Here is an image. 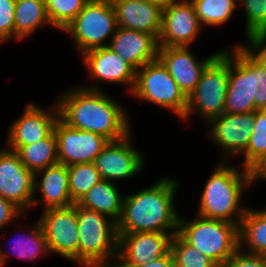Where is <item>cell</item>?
Here are the masks:
<instances>
[{"label":"cell","instance_id":"1","mask_svg":"<svg viewBox=\"0 0 266 267\" xmlns=\"http://www.w3.org/2000/svg\"><path fill=\"white\" fill-rule=\"evenodd\" d=\"M56 104L59 118L72 128L100 134L109 141L130 134L123 108L96 87L73 89L61 95Z\"/></svg>","mask_w":266,"mask_h":267},{"label":"cell","instance_id":"2","mask_svg":"<svg viewBox=\"0 0 266 267\" xmlns=\"http://www.w3.org/2000/svg\"><path fill=\"white\" fill-rule=\"evenodd\" d=\"M232 50L234 52L228 54L224 113H252L266 109V45H237Z\"/></svg>","mask_w":266,"mask_h":267},{"label":"cell","instance_id":"3","mask_svg":"<svg viewBox=\"0 0 266 267\" xmlns=\"http://www.w3.org/2000/svg\"><path fill=\"white\" fill-rule=\"evenodd\" d=\"M175 180L162 178L137 194L124 197L122 213L116 223L117 233H177L179 215L174 211Z\"/></svg>","mask_w":266,"mask_h":267},{"label":"cell","instance_id":"4","mask_svg":"<svg viewBox=\"0 0 266 267\" xmlns=\"http://www.w3.org/2000/svg\"><path fill=\"white\" fill-rule=\"evenodd\" d=\"M237 170L225 164L216 168L205 184L196 216L240 225L247 210L239 207L242 189L252 182L250 170L244 168L241 174ZM234 213L239 214V220L233 219Z\"/></svg>","mask_w":266,"mask_h":267},{"label":"cell","instance_id":"5","mask_svg":"<svg viewBox=\"0 0 266 267\" xmlns=\"http://www.w3.org/2000/svg\"><path fill=\"white\" fill-rule=\"evenodd\" d=\"M197 217L192 222L179 218L177 233L219 267H223L239 249V226L223 220Z\"/></svg>","mask_w":266,"mask_h":267},{"label":"cell","instance_id":"6","mask_svg":"<svg viewBox=\"0 0 266 267\" xmlns=\"http://www.w3.org/2000/svg\"><path fill=\"white\" fill-rule=\"evenodd\" d=\"M76 215L79 229V263L81 266L109 264L107 260L111 259V256L117 258L116 222L109 221L110 218L105 214L77 204Z\"/></svg>","mask_w":266,"mask_h":267},{"label":"cell","instance_id":"7","mask_svg":"<svg viewBox=\"0 0 266 267\" xmlns=\"http://www.w3.org/2000/svg\"><path fill=\"white\" fill-rule=\"evenodd\" d=\"M227 87L228 51H223L207 65L195 90L187 97V108L183 119L195 109L207 121L222 115Z\"/></svg>","mask_w":266,"mask_h":267},{"label":"cell","instance_id":"8","mask_svg":"<svg viewBox=\"0 0 266 267\" xmlns=\"http://www.w3.org/2000/svg\"><path fill=\"white\" fill-rule=\"evenodd\" d=\"M132 94L138 99L170 109L184 118L187 97L159 59L144 64L136 71Z\"/></svg>","mask_w":266,"mask_h":267},{"label":"cell","instance_id":"9","mask_svg":"<svg viewBox=\"0 0 266 267\" xmlns=\"http://www.w3.org/2000/svg\"><path fill=\"white\" fill-rule=\"evenodd\" d=\"M116 29V14L111 1L90 0L63 31L72 34L79 51L85 53L107 47L103 41L109 35L112 37Z\"/></svg>","mask_w":266,"mask_h":267},{"label":"cell","instance_id":"10","mask_svg":"<svg viewBox=\"0 0 266 267\" xmlns=\"http://www.w3.org/2000/svg\"><path fill=\"white\" fill-rule=\"evenodd\" d=\"M50 252L79 264V229L76 203L65 208L45 209L39 221Z\"/></svg>","mask_w":266,"mask_h":267},{"label":"cell","instance_id":"11","mask_svg":"<svg viewBox=\"0 0 266 267\" xmlns=\"http://www.w3.org/2000/svg\"><path fill=\"white\" fill-rule=\"evenodd\" d=\"M35 174L21 162L12 150H0V196L13 203L21 211L24 207L34 206Z\"/></svg>","mask_w":266,"mask_h":267},{"label":"cell","instance_id":"12","mask_svg":"<svg viewBox=\"0 0 266 267\" xmlns=\"http://www.w3.org/2000/svg\"><path fill=\"white\" fill-rule=\"evenodd\" d=\"M57 138L58 162L65 166L91 163L109 143L104 136L72 128L60 118L54 126Z\"/></svg>","mask_w":266,"mask_h":267},{"label":"cell","instance_id":"13","mask_svg":"<svg viewBox=\"0 0 266 267\" xmlns=\"http://www.w3.org/2000/svg\"><path fill=\"white\" fill-rule=\"evenodd\" d=\"M175 233H117V258L120 267H135L151 262L170 252ZM123 261V262H122Z\"/></svg>","mask_w":266,"mask_h":267},{"label":"cell","instance_id":"14","mask_svg":"<svg viewBox=\"0 0 266 267\" xmlns=\"http://www.w3.org/2000/svg\"><path fill=\"white\" fill-rule=\"evenodd\" d=\"M201 23L191 1L175 0L162 9L159 46L188 47L199 33Z\"/></svg>","mask_w":266,"mask_h":267},{"label":"cell","instance_id":"15","mask_svg":"<svg viewBox=\"0 0 266 267\" xmlns=\"http://www.w3.org/2000/svg\"><path fill=\"white\" fill-rule=\"evenodd\" d=\"M130 134L117 141H109L93 163L102 180L126 179L137 174L143 166V156L129 143Z\"/></svg>","mask_w":266,"mask_h":267},{"label":"cell","instance_id":"16","mask_svg":"<svg viewBox=\"0 0 266 267\" xmlns=\"http://www.w3.org/2000/svg\"><path fill=\"white\" fill-rule=\"evenodd\" d=\"M215 53L202 62H197L187 47L159 46L158 59L188 97L198 85L207 65L218 55Z\"/></svg>","mask_w":266,"mask_h":267},{"label":"cell","instance_id":"17","mask_svg":"<svg viewBox=\"0 0 266 267\" xmlns=\"http://www.w3.org/2000/svg\"><path fill=\"white\" fill-rule=\"evenodd\" d=\"M208 122L212 123L209 134L221 148L223 147L224 156L227 153L242 154L247 149L254 126V112L223 113Z\"/></svg>","mask_w":266,"mask_h":267},{"label":"cell","instance_id":"18","mask_svg":"<svg viewBox=\"0 0 266 267\" xmlns=\"http://www.w3.org/2000/svg\"><path fill=\"white\" fill-rule=\"evenodd\" d=\"M54 107L53 114L42 110L37 105L28 104L23 115L12 124L9 130L8 146L30 145L47 138L54 131L55 123L59 119L58 106L54 105Z\"/></svg>","mask_w":266,"mask_h":267},{"label":"cell","instance_id":"19","mask_svg":"<svg viewBox=\"0 0 266 267\" xmlns=\"http://www.w3.org/2000/svg\"><path fill=\"white\" fill-rule=\"evenodd\" d=\"M111 39L108 46L136 71L158 59V39L150 33L117 27Z\"/></svg>","mask_w":266,"mask_h":267},{"label":"cell","instance_id":"20","mask_svg":"<svg viewBox=\"0 0 266 267\" xmlns=\"http://www.w3.org/2000/svg\"><path fill=\"white\" fill-rule=\"evenodd\" d=\"M116 14L117 27L150 33L159 39L162 8L145 0H110Z\"/></svg>","mask_w":266,"mask_h":267},{"label":"cell","instance_id":"21","mask_svg":"<svg viewBox=\"0 0 266 267\" xmlns=\"http://www.w3.org/2000/svg\"><path fill=\"white\" fill-rule=\"evenodd\" d=\"M82 54L92 77L106 82L127 83L132 92L136 70L109 46L94 48Z\"/></svg>","mask_w":266,"mask_h":267},{"label":"cell","instance_id":"22","mask_svg":"<svg viewBox=\"0 0 266 267\" xmlns=\"http://www.w3.org/2000/svg\"><path fill=\"white\" fill-rule=\"evenodd\" d=\"M44 173L42 180H37V174ZM34 189H40L45 207L65 208L74 205L69 192L68 166L55 164L35 173Z\"/></svg>","mask_w":266,"mask_h":267},{"label":"cell","instance_id":"23","mask_svg":"<svg viewBox=\"0 0 266 267\" xmlns=\"http://www.w3.org/2000/svg\"><path fill=\"white\" fill-rule=\"evenodd\" d=\"M111 181L101 180L93 185L86 194L76 203L78 206L105 214L111 220L120 219L124 198Z\"/></svg>","mask_w":266,"mask_h":267},{"label":"cell","instance_id":"24","mask_svg":"<svg viewBox=\"0 0 266 267\" xmlns=\"http://www.w3.org/2000/svg\"><path fill=\"white\" fill-rule=\"evenodd\" d=\"M15 151L24 166L34 174L49 166L58 164L57 138L54 131L37 143L25 146H9Z\"/></svg>","mask_w":266,"mask_h":267},{"label":"cell","instance_id":"25","mask_svg":"<svg viewBox=\"0 0 266 267\" xmlns=\"http://www.w3.org/2000/svg\"><path fill=\"white\" fill-rule=\"evenodd\" d=\"M243 242V243H242ZM247 243L250 254L266 256V209L246 210L239 225V248Z\"/></svg>","mask_w":266,"mask_h":267},{"label":"cell","instance_id":"26","mask_svg":"<svg viewBox=\"0 0 266 267\" xmlns=\"http://www.w3.org/2000/svg\"><path fill=\"white\" fill-rule=\"evenodd\" d=\"M51 22L47 15L45 2L37 0H16L15 3V38L27 37L41 26Z\"/></svg>","mask_w":266,"mask_h":267},{"label":"cell","instance_id":"27","mask_svg":"<svg viewBox=\"0 0 266 267\" xmlns=\"http://www.w3.org/2000/svg\"><path fill=\"white\" fill-rule=\"evenodd\" d=\"M69 192L71 200L77 203L86 192L102 180L93 162L68 166Z\"/></svg>","mask_w":266,"mask_h":267},{"label":"cell","instance_id":"28","mask_svg":"<svg viewBox=\"0 0 266 267\" xmlns=\"http://www.w3.org/2000/svg\"><path fill=\"white\" fill-rule=\"evenodd\" d=\"M201 23L221 25L228 21L236 7L235 0H191Z\"/></svg>","mask_w":266,"mask_h":267},{"label":"cell","instance_id":"29","mask_svg":"<svg viewBox=\"0 0 266 267\" xmlns=\"http://www.w3.org/2000/svg\"><path fill=\"white\" fill-rule=\"evenodd\" d=\"M244 154V168L250 170L266 155V109L254 112V126Z\"/></svg>","mask_w":266,"mask_h":267},{"label":"cell","instance_id":"30","mask_svg":"<svg viewBox=\"0 0 266 267\" xmlns=\"http://www.w3.org/2000/svg\"><path fill=\"white\" fill-rule=\"evenodd\" d=\"M170 252L174 267H219L212 259L188 244L178 233L173 235Z\"/></svg>","mask_w":266,"mask_h":267},{"label":"cell","instance_id":"31","mask_svg":"<svg viewBox=\"0 0 266 267\" xmlns=\"http://www.w3.org/2000/svg\"><path fill=\"white\" fill-rule=\"evenodd\" d=\"M243 1V2H242ZM246 11V33L251 43L266 42V0H241Z\"/></svg>","mask_w":266,"mask_h":267},{"label":"cell","instance_id":"32","mask_svg":"<svg viewBox=\"0 0 266 267\" xmlns=\"http://www.w3.org/2000/svg\"><path fill=\"white\" fill-rule=\"evenodd\" d=\"M90 0H45L53 27L64 30Z\"/></svg>","mask_w":266,"mask_h":267},{"label":"cell","instance_id":"33","mask_svg":"<svg viewBox=\"0 0 266 267\" xmlns=\"http://www.w3.org/2000/svg\"><path fill=\"white\" fill-rule=\"evenodd\" d=\"M34 227L28 232L31 233L30 235L27 233V238L24 236L25 239L21 238V240L14 242L17 244H13L14 251H18L17 258L36 259L38 253L41 251L50 253L44 231L39 221Z\"/></svg>","mask_w":266,"mask_h":267},{"label":"cell","instance_id":"34","mask_svg":"<svg viewBox=\"0 0 266 267\" xmlns=\"http://www.w3.org/2000/svg\"><path fill=\"white\" fill-rule=\"evenodd\" d=\"M15 3L16 0H0V35L6 41L15 37Z\"/></svg>","mask_w":266,"mask_h":267},{"label":"cell","instance_id":"35","mask_svg":"<svg viewBox=\"0 0 266 267\" xmlns=\"http://www.w3.org/2000/svg\"><path fill=\"white\" fill-rule=\"evenodd\" d=\"M239 248L223 265V267H266V256L241 253Z\"/></svg>","mask_w":266,"mask_h":267},{"label":"cell","instance_id":"36","mask_svg":"<svg viewBox=\"0 0 266 267\" xmlns=\"http://www.w3.org/2000/svg\"><path fill=\"white\" fill-rule=\"evenodd\" d=\"M21 213L22 211L18 207L0 196V228L13 221Z\"/></svg>","mask_w":266,"mask_h":267},{"label":"cell","instance_id":"37","mask_svg":"<svg viewBox=\"0 0 266 267\" xmlns=\"http://www.w3.org/2000/svg\"><path fill=\"white\" fill-rule=\"evenodd\" d=\"M251 182L259 178H266V155L250 169Z\"/></svg>","mask_w":266,"mask_h":267},{"label":"cell","instance_id":"38","mask_svg":"<svg viewBox=\"0 0 266 267\" xmlns=\"http://www.w3.org/2000/svg\"><path fill=\"white\" fill-rule=\"evenodd\" d=\"M135 267H174V261L171 252H169L163 257H160L151 262H147L146 264H143L141 266Z\"/></svg>","mask_w":266,"mask_h":267},{"label":"cell","instance_id":"39","mask_svg":"<svg viewBox=\"0 0 266 267\" xmlns=\"http://www.w3.org/2000/svg\"><path fill=\"white\" fill-rule=\"evenodd\" d=\"M149 3H154L159 5L162 9L165 7H168L171 3H173L175 0H145Z\"/></svg>","mask_w":266,"mask_h":267},{"label":"cell","instance_id":"40","mask_svg":"<svg viewBox=\"0 0 266 267\" xmlns=\"http://www.w3.org/2000/svg\"><path fill=\"white\" fill-rule=\"evenodd\" d=\"M89 267H120V266L117 263H115V265L109 263V264H96Z\"/></svg>","mask_w":266,"mask_h":267},{"label":"cell","instance_id":"41","mask_svg":"<svg viewBox=\"0 0 266 267\" xmlns=\"http://www.w3.org/2000/svg\"><path fill=\"white\" fill-rule=\"evenodd\" d=\"M2 250L0 249V267H2L3 266V264L5 263V257L6 256H4L5 254L3 253V252H1Z\"/></svg>","mask_w":266,"mask_h":267},{"label":"cell","instance_id":"42","mask_svg":"<svg viewBox=\"0 0 266 267\" xmlns=\"http://www.w3.org/2000/svg\"><path fill=\"white\" fill-rule=\"evenodd\" d=\"M3 41H5L2 36L0 35V43H2Z\"/></svg>","mask_w":266,"mask_h":267}]
</instances>
